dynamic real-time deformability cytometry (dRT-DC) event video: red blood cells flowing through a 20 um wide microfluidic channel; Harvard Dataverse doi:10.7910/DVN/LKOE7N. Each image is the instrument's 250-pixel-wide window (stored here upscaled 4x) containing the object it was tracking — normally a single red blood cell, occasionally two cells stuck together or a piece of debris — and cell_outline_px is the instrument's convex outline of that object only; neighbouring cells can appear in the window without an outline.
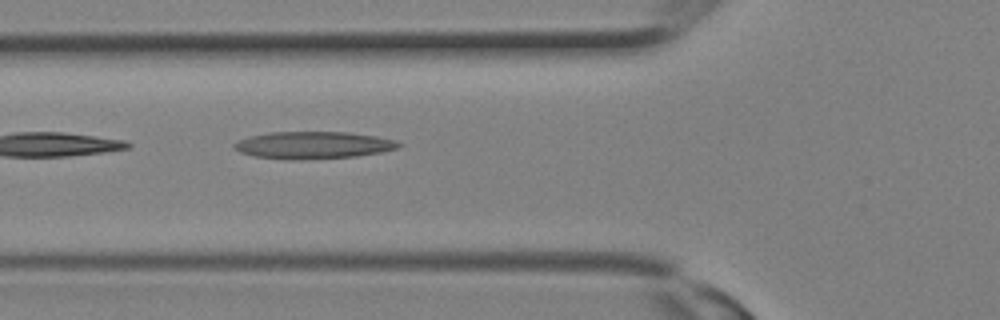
{"species": "Egyptian fruit bat (a non-hibernating species)", "species_latin": "Rousettus aegyptiacus", "temperature_condition": "room temperature", "stored_images_in_passage": 10, "camera_frame_rate_fps": 3000, "um_per_image_px": 0.085, "animal": {"sex": "female"}, "frame": {"image": 1, "passage_image": 10, "time_ms": 3.0, "image_size_px": [1000, 320], "cell_outline_px": [[404, 144], [396, 148], [380, 152], [356, 156], [292, 160], [288, 160], [256, 156], [240, 152], [232, 148], [232, 144], [248, 136], [268, 132], [348, 132], [376, 136], [396, 140]], "centroid_in_image_um": [26.6, 12.33], "position_along_channel_um": 99.2, "area_um2": 26.07}}